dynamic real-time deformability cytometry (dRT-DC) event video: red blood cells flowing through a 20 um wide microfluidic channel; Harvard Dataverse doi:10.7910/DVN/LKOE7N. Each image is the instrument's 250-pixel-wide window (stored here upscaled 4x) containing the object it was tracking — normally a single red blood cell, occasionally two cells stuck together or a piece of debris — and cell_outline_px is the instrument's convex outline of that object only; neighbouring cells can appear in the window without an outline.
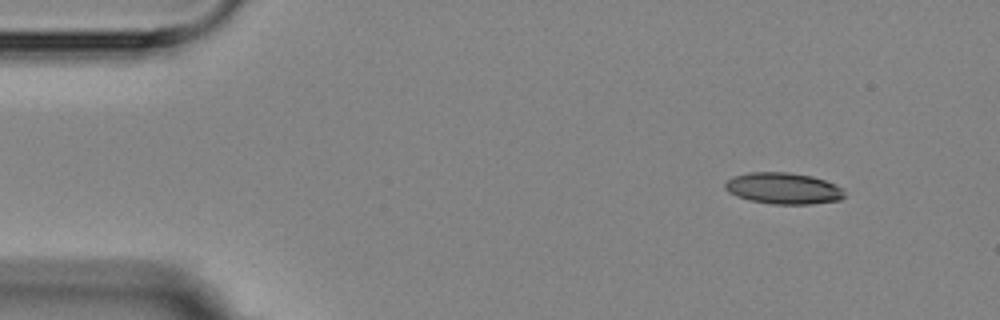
{"species": "Egyptian fruit bat (a non-hibernating species)", "species_latin": "Rousettus aegyptiacus", "temperature_condition": "room temperature", "stored_images_in_passage": 3, "camera_frame_rate_fps": 3000, "um_per_image_px": 0.085, "animal": {"sex": "female"}, "frame": {"image": 1, "passage_image": 1, "time_ms": 0.0, "image_size_px": [1000, 320], "cell_outline_px": [[844, 196], [840, 200], [812, 204], [772, 204], [748, 200], [736, 196], [728, 192], [724, 188], [724, 184], [732, 176], [748, 172], [788, 172], [812, 176], [836, 184], [844, 188]], "centroid_in_image_um": [66.57, 16.01], "position_along_channel_um": 18.4, "area_um2": 22.08}}